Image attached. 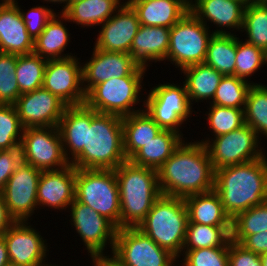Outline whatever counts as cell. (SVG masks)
<instances>
[{
    "label": "cell",
    "mask_w": 267,
    "mask_h": 266,
    "mask_svg": "<svg viewBox=\"0 0 267 266\" xmlns=\"http://www.w3.org/2000/svg\"><path fill=\"white\" fill-rule=\"evenodd\" d=\"M162 195L186 198L214 190L215 171L205 144L185 139L157 170Z\"/></svg>",
    "instance_id": "obj_1"
},
{
    "label": "cell",
    "mask_w": 267,
    "mask_h": 266,
    "mask_svg": "<svg viewBox=\"0 0 267 266\" xmlns=\"http://www.w3.org/2000/svg\"><path fill=\"white\" fill-rule=\"evenodd\" d=\"M214 190L233 219L267 200V153L262 158L215 170Z\"/></svg>",
    "instance_id": "obj_2"
},
{
    "label": "cell",
    "mask_w": 267,
    "mask_h": 266,
    "mask_svg": "<svg viewBox=\"0 0 267 266\" xmlns=\"http://www.w3.org/2000/svg\"><path fill=\"white\" fill-rule=\"evenodd\" d=\"M126 160L122 117L91 109V125H86L85 146L70 164L76 169L115 170Z\"/></svg>",
    "instance_id": "obj_3"
},
{
    "label": "cell",
    "mask_w": 267,
    "mask_h": 266,
    "mask_svg": "<svg viewBox=\"0 0 267 266\" xmlns=\"http://www.w3.org/2000/svg\"><path fill=\"white\" fill-rule=\"evenodd\" d=\"M114 171L120 196V228L138 227L162 195L157 170L126 160Z\"/></svg>",
    "instance_id": "obj_4"
},
{
    "label": "cell",
    "mask_w": 267,
    "mask_h": 266,
    "mask_svg": "<svg viewBox=\"0 0 267 266\" xmlns=\"http://www.w3.org/2000/svg\"><path fill=\"white\" fill-rule=\"evenodd\" d=\"M188 222L184 199L161 195L137 228L179 260Z\"/></svg>",
    "instance_id": "obj_5"
},
{
    "label": "cell",
    "mask_w": 267,
    "mask_h": 266,
    "mask_svg": "<svg viewBox=\"0 0 267 266\" xmlns=\"http://www.w3.org/2000/svg\"><path fill=\"white\" fill-rule=\"evenodd\" d=\"M147 69L139 66L129 76L112 78L95 85L87 94L85 104L99 113L114 114L121 117L144 109V99L140 93ZM142 102L138 109L136 105ZM136 108V109H135Z\"/></svg>",
    "instance_id": "obj_6"
},
{
    "label": "cell",
    "mask_w": 267,
    "mask_h": 266,
    "mask_svg": "<svg viewBox=\"0 0 267 266\" xmlns=\"http://www.w3.org/2000/svg\"><path fill=\"white\" fill-rule=\"evenodd\" d=\"M75 199L120 229V196L114 170L76 169Z\"/></svg>",
    "instance_id": "obj_7"
},
{
    "label": "cell",
    "mask_w": 267,
    "mask_h": 266,
    "mask_svg": "<svg viewBox=\"0 0 267 266\" xmlns=\"http://www.w3.org/2000/svg\"><path fill=\"white\" fill-rule=\"evenodd\" d=\"M190 10L170 29L166 61L175 68L204 63L213 32Z\"/></svg>",
    "instance_id": "obj_8"
},
{
    "label": "cell",
    "mask_w": 267,
    "mask_h": 266,
    "mask_svg": "<svg viewBox=\"0 0 267 266\" xmlns=\"http://www.w3.org/2000/svg\"><path fill=\"white\" fill-rule=\"evenodd\" d=\"M198 142L205 144L214 171L222 167L253 161L266 154L255 130L247 124L217 137L206 136Z\"/></svg>",
    "instance_id": "obj_9"
},
{
    "label": "cell",
    "mask_w": 267,
    "mask_h": 266,
    "mask_svg": "<svg viewBox=\"0 0 267 266\" xmlns=\"http://www.w3.org/2000/svg\"><path fill=\"white\" fill-rule=\"evenodd\" d=\"M144 109L162 128L175 131L182 136L180 130L195 110L192 108L186 86L174 82L159 83L149 90L144 98Z\"/></svg>",
    "instance_id": "obj_10"
},
{
    "label": "cell",
    "mask_w": 267,
    "mask_h": 266,
    "mask_svg": "<svg viewBox=\"0 0 267 266\" xmlns=\"http://www.w3.org/2000/svg\"><path fill=\"white\" fill-rule=\"evenodd\" d=\"M112 255L125 266H178V259L137 227L117 230Z\"/></svg>",
    "instance_id": "obj_11"
},
{
    "label": "cell",
    "mask_w": 267,
    "mask_h": 266,
    "mask_svg": "<svg viewBox=\"0 0 267 266\" xmlns=\"http://www.w3.org/2000/svg\"><path fill=\"white\" fill-rule=\"evenodd\" d=\"M20 148L22 161L41 171L60 170L70 165L58 127L24 128Z\"/></svg>",
    "instance_id": "obj_12"
},
{
    "label": "cell",
    "mask_w": 267,
    "mask_h": 266,
    "mask_svg": "<svg viewBox=\"0 0 267 266\" xmlns=\"http://www.w3.org/2000/svg\"><path fill=\"white\" fill-rule=\"evenodd\" d=\"M67 210L71 227H75L77 236L84 242L88 256L104 255L107 247L112 254L118 228L110 220L76 199Z\"/></svg>",
    "instance_id": "obj_13"
},
{
    "label": "cell",
    "mask_w": 267,
    "mask_h": 266,
    "mask_svg": "<svg viewBox=\"0 0 267 266\" xmlns=\"http://www.w3.org/2000/svg\"><path fill=\"white\" fill-rule=\"evenodd\" d=\"M41 173V170L21 161L5 184L1 194L9 214L15 221H29L35 214L34 210H39L37 190Z\"/></svg>",
    "instance_id": "obj_14"
},
{
    "label": "cell",
    "mask_w": 267,
    "mask_h": 266,
    "mask_svg": "<svg viewBox=\"0 0 267 266\" xmlns=\"http://www.w3.org/2000/svg\"><path fill=\"white\" fill-rule=\"evenodd\" d=\"M82 61L76 56L48 60L42 87L58 96L68 106L85 104L86 93L82 86Z\"/></svg>",
    "instance_id": "obj_15"
},
{
    "label": "cell",
    "mask_w": 267,
    "mask_h": 266,
    "mask_svg": "<svg viewBox=\"0 0 267 266\" xmlns=\"http://www.w3.org/2000/svg\"><path fill=\"white\" fill-rule=\"evenodd\" d=\"M28 221H16L4 234L11 264L47 266L50 248L45 237ZM40 233V234H39ZM48 252V253H47ZM47 253V254H46Z\"/></svg>",
    "instance_id": "obj_16"
},
{
    "label": "cell",
    "mask_w": 267,
    "mask_h": 266,
    "mask_svg": "<svg viewBox=\"0 0 267 266\" xmlns=\"http://www.w3.org/2000/svg\"><path fill=\"white\" fill-rule=\"evenodd\" d=\"M24 128L58 127L67 104L43 87L24 93L14 104Z\"/></svg>",
    "instance_id": "obj_17"
},
{
    "label": "cell",
    "mask_w": 267,
    "mask_h": 266,
    "mask_svg": "<svg viewBox=\"0 0 267 266\" xmlns=\"http://www.w3.org/2000/svg\"><path fill=\"white\" fill-rule=\"evenodd\" d=\"M92 50L89 61L82 63V86L86 94L95 85L129 76L140 66L129 53L108 52L95 47Z\"/></svg>",
    "instance_id": "obj_18"
},
{
    "label": "cell",
    "mask_w": 267,
    "mask_h": 266,
    "mask_svg": "<svg viewBox=\"0 0 267 266\" xmlns=\"http://www.w3.org/2000/svg\"><path fill=\"white\" fill-rule=\"evenodd\" d=\"M100 26L93 45L95 48L108 52L129 53L140 22L132 6L123 3L114 15Z\"/></svg>",
    "instance_id": "obj_19"
},
{
    "label": "cell",
    "mask_w": 267,
    "mask_h": 266,
    "mask_svg": "<svg viewBox=\"0 0 267 266\" xmlns=\"http://www.w3.org/2000/svg\"><path fill=\"white\" fill-rule=\"evenodd\" d=\"M245 7L242 2L235 0H189L190 11L201 22L208 28L210 23H213L211 26L217 27L212 30L213 34L233 35L237 31L240 33Z\"/></svg>",
    "instance_id": "obj_20"
},
{
    "label": "cell",
    "mask_w": 267,
    "mask_h": 266,
    "mask_svg": "<svg viewBox=\"0 0 267 266\" xmlns=\"http://www.w3.org/2000/svg\"><path fill=\"white\" fill-rule=\"evenodd\" d=\"M75 179L76 168L72 164L60 170L42 171L37 190L38 208L69 209L75 200Z\"/></svg>",
    "instance_id": "obj_21"
},
{
    "label": "cell",
    "mask_w": 267,
    "mask_h": 266,
    "mask_svg": "<svg viewBox=\"0 0 267 266\" xmlns=\"http://www.w3.org/2000/svg\"><path fill=\"white\" fill-rule=\"evenodd\" d=\"M18 0H0V52L16 55L33 53L34 40L18 10Z\"/></svg>",
    "instance_id": "obj_22"
},
{
    "label": "cell",
    "mask_w": 267,
    "mask_h": 266,
    "mask_svg": "<svg viewBox=\"0 0 267 266\" xmlns=\"http://www.w3.org/2000/svg\"><path fill=\"white\" fill-rule=\"evenodd\" d=\"M170 29L164 26L140 25L129 54L146 69H149L147 67L153 62L165 63L169 50Z\"/></svg>",
    "instance_id": "obj_23"
},
{
    "label": "cell",
    "mask_w": 267,
    "mask_h": 266,
    "mask_svg": "<svg viewBox=\"0 0 267 266\" xmlns=\"http://www.w3.org/2000/svg\"><path fill=\"white\" fill-rule=\"evenodd\" d=\"M86 125H91V108L86 104L67 106L58 129L65 157L70 163L85 146Z\"/></svg>",
    "instance_id": "obj_24"
},
{
    "label": "cell",
    "mask_w": 267,
    "mask_h": 266,
    "mask_svg": "<svg viewBox=\"0 0 267 266\" xmlns=\"http://www.w3.org/2000/svg\"><path fill=\"white\" fill-rule=\"evenodd\" d=\"M140 25L171 28L190 9L189 0H133Z\"/></svg>",
    "instance_id": "obj_25"
},
{
    "label": "cell",
    "mask_w": 267,
    "mask_h": 266,
    "mask_svg": "<svg viewBox=\"0 0 267 266\" xmlns=\"http://www.w3.org/2000/svg\"><path fill=\"white\" fill-rule=\"evenodd\" d=\"M60 13V14H59ZM65 22V23H63ZM68 18L60 11L48 21L45 29L34 40L33 53L47 60L65 59L75 56L72 53L64 54L70 43V31L66 27Z\"/></svg>",
    "instance_id": "obj_26"
},
{
    "label": "cell",
    "mask_w": 267,
    "mask_h": 266,
    "mask_svg": "<svg viewBox=\"0 0 267 266\" xmlns=\"http://www.w3.org/2000/svg\"><path fill=\"white\" fill-rule=\"evenodd\" d=\"M190 223L208 226H232L219 194L215 191L199 193L184 198Z\"/></svg>",
    "instance_id": "obj_27"
},
{
    "label": "cell",
    "mask_w": 267,
    "mask_h": 266,
    "mask_svg": "<svg viewBox=\"0 0 267 266\" xmlns=\"http://www.w3.org/2000/svg\"><path fill=\"white\" fill-rule=\"evenodd\" d=\"M122 0H79L62 10L69 22L81 28L96 27L106 22L123 4Z\"/></svg>",
    "instance_id": "obj_28"
},
{
    "label": "cell",
    "mask_w": 267,
    "mask_h": 266,
    "mask_svg": "<svg viewBox=\"0 0 267 266\" xmlns=\"http://www.w3.org/2000/svg\"><path fill=\"white\" fill-rule=\"evenodd\" d=\"M182 73L191 106L196 102L211 103L223 75L205 63L185 67Z\"/></svg>",
    "instance_id": "obj_29"
},
{
    "label": "cell",
    "mask_w": 267,
    "mask_h": 266,
    "mask_svg": "<svg viewBox=\"0 0 267 266\" xmlns=\"http://www.w3.org/2000/svg\"><path fill=\"white\" fill-rule=\"evenodd\" d=\"M184 139L175 131L162 129L154 139L146 143L129 160L135 165L158 170Z\"/></svg>",
    "instance_id": "obj_30"
},
{
    "label": "cell",
    "mask_w": 267,
    "mask_h": 266,
    "mask_svg": "<svg viewBox=\"0 0 267 266\" xmlns=\"http://www.w3.org/2000/svg\"><path fill=\"white\" fill-rule=\"evenodd\" d=\"M122 125L127 160L162 130L145 109L122 117Z\"/></svg>",
    "instance_id": "obj_31"
},
{
    "label": "cell",
    "mask_w": 267,
    "mask_h": 266,
    "mask_svg": "<svg viewBox=\"0 0 267 266\" xmlns=\"http://www.w3.org/2000/svg\"><path fill=\"white\" fill-rule=\"evenodd\" d=\"M238 34H213L210 38L204 63L223 76L235 75Z\"/></svg>",
    "instance_id": "obj_32"
},
{
    "label": "cell",
    "mask_w": 267,
    "mask_h": 266,
    "mask_svg": "<svg viewBox=\"0 0 267 266\" xmlns=\"http://www.w3.org/2000/svg\"><path fill=\"white\" fill-rule=\"evenodd\" d=\"M231 229L232 226H208L188 222L183 250L229 247Z\"/></svg>",
    "instance_id": "obj_33"
},
{
    "label": "cell",
    "mask_w": 267,
    "mask_h": 266,
    "mask_svg": "<svg viewBox=\"0 0 267 266\" xmlns=\"http://www.w3.org/2000/svg\"><path fill=\"white\" fill-rule=\"evenodd\" d=\"M241 32L246 42L267 53V1H252L245 7Z\"/></svg>",
    "instance_id": "obj_34"
},
{
    "label": "cell",
    "mask_w": 267,
    "mask_h": 266,
    "mask_svg": "<svg viewBox=\"0 0 267 266\" xmlns=\"http://www.w3.org/2000/svg\"><path fill=\"white\" fill-rule=\"evenodd\" d=\"M244 123L255 130L260 140L264 136L267 139V85L252 84L244 107Z\"/></svg>",
    "instance_id": "obj_35"
},
{
    "label": "cell",
    "mask_w": 267,
    "mask_h": 266,
    "mask_svg": "<svg viewBox=\"0 0 267 266\" xmlns=\"http://www.w3.org/2000/svg\"><path fill=\"white\" fill-rule=\"evenodd\" d=\"M47 61L35 53L18 55L15 73L20 95L42 87Z\"/></svg>",
    "instance_id": "obj_36"
},
{
    "label": "cell",
    "mask_w": 267,
    "mask_h": 266,
    "mask_svg": "<svg viewBox=\"0 0 267 266\" xmlns=\"http://www.w3.org/2000/svg\"><path fill=\"white\" fill-rule=\"evenodd\" d=\"M267 231V200L240 212L232 219L231 240L239 243L245 236Z\"/></svg>",
    "instance_id": "obj_37"
},
{
    "label": "cell",
    "mask_w": 267,
    "mask_h": 266,
    "mask_svg": "<svg viewBox=\"0 0 267 266\" xmlns=\"http://www.w3.org/2000/svg\"><path fill=\"white\" fill-rule=\"evenodd\" d=\"M252 83L236 75L223 76L210 104L244 109Z\"/></svg>",
    "instance_id": "obj_38"
},
{
    "label": "cell",
    "mask_w": 267,
    "mask_h": 266,
    "mask_svg": "<svg viewBox=\"0 0 267 266\" xmlns=\"http://www.w3.org/2000/svg\"><path fill=\"white\" fill-rule=\"evenodd\" d=\"M264 65L267 66V53L263 49L237 37L235 75L252 84H261L250 81L248 77L255 75Z\"/></svg>",
    "instance_id": "obj_39"
},
{
    "label": "cell",
    "mask_w": 267,
    "mask_h": 266,
    "mask_svg": "<svg viewBox=\"0 0 267 266\" xmlns=\"http://www.w3.org/2000/svg\"><path fill=\"white\" fill-rule=\"evenodd\" d=\"M205 115L207 116L208 129L214 137L227 134L243 126L244 123V109H237L232 107H223L215 104H210L207 107Z\"/></svg>",
    "instance_id": "obj_40"
},
{
    "label": "cell",
    "mask_w": 267,
    "mask_h": 266,
    "mask_svg": "<svg viewBox=\"0 0 267 266\" xmlns=\"http://www.w3.org/2000/svg\"><path fill=\"white\" fill-rule=\"evenodd\" d=\"M23 132L15 106L0 104V150L19 148Z\"/></svg>",
    "instance_id": "obj_41"
},
{
    "label": "cell",
    "mask_w": 267,
    "mask_h": 266,
    "mask_svg": "<svg viewBox=\"0 0 267 266\" xmlns=\"http://www.w3.org/2000/svg\"><path fill=\"white\" fill-rule=\"evenodd\" d=\"M18 55L0 52V104L14 105L20 96L16 78Z\"/></svg>",
    "instance_id": "obj_42"
},
{
    "label": "cell",
    "mask_w": 267,
    "mask_h": 266,
    "mask_svg": "<svg viewBox=\"0 0 267 266\" xmlns=\"http://www.w3.org/2000/svg\"><path fill=\"white\" fill-rule=\"evenodd\" d=\"M229 247L182 250L179 266H228Z\"/></svg>",
    "instance_id": "obj_43"
},
{
    "label": "cell",
    "mask_w": 267,
    "mask_h": 266,
    "mask_svg": "<svg viewBox=\"0 0 267 266\" xmlns=\"http://www.w3.org/2000/svg\"><path fill=\"white\" fill-rule=\"evenodd\" d=\"M18 10L21 15L23 22L25 23L27 32L35 40L40 33L45 29L48 21L54 16L56 13V9L50 8V6L45 5H37L28 9V11L24 12L21 9V5H18Z\"/></svg>",
    "instance_id": "obj_44"
},
{
    "label": "cell",
    "mask_w": 267,
    "mask_h": 266,
    "mask_svg": "<svg viewBox=\"0 0 267 266\" xmlns=\"http://www.w3.org/2000/svg\"><path fill=\"white\" fill-rule=\"evenodd\" d=\"M22 161L21 148L0 150V193Z\"/></svg>",
    "instance_id": "obj_45"
},
{
    "label": "cell",
    "mask_w": 267,
    "mask_h": 266,
    "mask_svg": "<svg viewBox=\"0 0 267 266\" xmlns=\"http://www.w3.org/2000/svg\"><path fill=\"white\" fill-rule=\"evenodd\" d=\"M228 266H262L259 254L253 253L241 244L229 242Z\"/></svg>",
    "instance_id": "obj_46"
},
{
    "label": "cell",
    "mask_w": 267,
    "mask_h": 266,
    "mask_svg": "<svg viewBox=\"0 0 267 266\" xmlns=\"http://www.w3.org/2000/svg\"><path fill=\"white\" fill-rule=\"evenodd\" d=\"M239 244L247 250L261 255L267 252V231L245 236Z\"/></svg>",
    "instance_id": "obj_47"
},
{
    "label": "cell",
    "mask_w": 267,
    "mask_h": 266,
    "mask_svg": "<svg viewBox=\"0 0 267 266\" xmlns=\"http://www.w3.org/2000/svg\"><path fill=\"white\" fill-rule=\"evenodd\" d=\"M15 222V219L9 214L3 196L0 193V235H3Z\"/></svg>",
    "instance_id": "obj_48"
},
{
    "label": "cell",
    "mask_w": 267,
    "mask_h": 266,
    "mask_svg": "<svg viewBox=\"0 0 267 266\" xmlns=\"http://www.w3.org/2000/svg\"><path fill=\"white\" fill-rule=\"evenodd\" d=\"M92 266H125L112 254L97 255L91 257Z\"/></svg>",
    "instance_id": "obj_49"
},
{
    "label": "cell",
    "mask_w": 267,
    "mask_h": 266,
    "mask_svg": "<svg viewBox=\"0 0 267 266\" xmlns=\"http://www.w3.org/2000/svg\"><path fill=\"white\" fill-rule=\"evenodd\" d=\"M10 264L6 242L3 235H0V266Z\"/></svg>",
    "instance_id": "obj_50"
},
{
    "label": "cell",
    "mask_w": 267,
    "mask_h": 266,
    "mask_svg": "<svg viewBox=\"0 0 267 266\" xmlns=\"http://www.w3.org/2000/svg\"><path fill=\"white\" fill-rule=\"evenodd\" d=\"M43 1V3L45 2V3H50V4H54V5H57V4H63V5H60V6H62V8L63 9H60L61 10V12H62V10H64L68 5H69V3H70V0H42Z\"/></svg>",
    "instance_id": "obj_51"
},
{
    "label": "cell",
    "mask_w": 267,
    "mask_h": 266,
    "mask_svg": "<svg viewBox=\"0 0 267 266\" xmlns=\"http://www.w3.org/2000/svg\"><path fill=\"white\" fill-rule=\"evenodd\" d=\"M262 266H267V252L260 255Z\"/></svg>",
    "instance_id": "obj_52"
},
{
    "label": "cell",
    "mask_w": 267,
    "mask_h": 266,
    "mask_svg": "<svg viewBox=\"0 0 267 266\" xmlns=\"http://www.w3.org/2000/svg\"><path fill=\"white\" fill-rule=\"evenodd\" d=\"M238 2H242L245 6H247L250 2H252V0H235Z\"/></svg>",
    "instance_id": "obj_53"
},
{
    "label": "cell",
    "mask_w": 267,
    "mask_h": 266,
    "mask_svg": "<svg viewBox=\"0 0 267 266\" xmlns=\"http://www.w3.org/2000/svg\"><path fill=\"white\" fill-rule=\"evenodd\" d=\"M125 1V2H124ZM133 0H122V2L124 3V4H129V3H131Z\"/></svg>",
    "instance_id": "obj_54"
},
{
    "label": "cell",
    "mask_w": 267,
    "mask_h": 266,
    "mask_svg": "<svg viewBox=\"0 0 267 266\" xmlns=\"http://www.w3.org/2000/svg\"><path fill=\"white\" fill-rule=\"evenodd\" d=\"M47 266H58V264L56 265V263L55 264H51V262L50 263H48V265ZM60 266V265H59ZM63 266V265H62Z\"/></svg>",
    "instance_id": "obj_55"
},
{
    "label": "cell",
    "mask_w": 267,
    "mask_h": 266,
    "mask_svg": "<svg viewBox=\"0 0 267 266\" xmlns=\"http://www.w3.org/2000/svg\"><path fill=\"white\" fill-rule=\"evenodd\" d=\"M7 266H20V265H14V264H8Z\"/></svg>",
    "instance_id": "obj_56"
},
{
    "label": "cell",
    "mask_w": 267,
    "mask_h": 266,
    "mask_svg": "<svg viewBox=\"0 0 267 266\" xmlns=\"http://www.w3.org/2000/svg\"><path fill=\"white\" fill-rule=\"evenodd\" d=\"M252 1H263V2H266L267 0H252Z\"/></svg>",
    "instance_id": "obj_57"
}]
</instances>
